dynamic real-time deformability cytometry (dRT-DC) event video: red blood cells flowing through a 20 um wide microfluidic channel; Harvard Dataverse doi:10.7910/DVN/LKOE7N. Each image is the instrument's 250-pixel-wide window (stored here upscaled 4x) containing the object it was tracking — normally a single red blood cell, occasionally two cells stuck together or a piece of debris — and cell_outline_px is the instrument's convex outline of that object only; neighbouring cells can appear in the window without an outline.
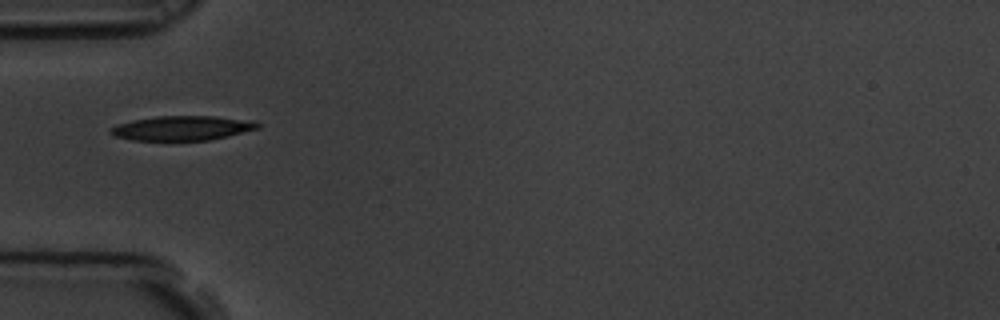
{"species": "common noctule bat (a hibernating species)", "species_latin": "Nyctalus noctula", "temperature_condition": "room temperature", "stored_images_in_passage": 41, "camera_frame_rate_fps": 3000, "um_per_image_px": 0.085, "animal": {"sex": "male", "body_mass_g": 19.5, "forearm_length_mm": 54.6}, "frame": {"image": 1, "passage_image": 1, "time_ms": 0.0, "image_size_px": [1000, 320], "cell_outline_px": [[260, 128], [228, 136], [208, 140], [172, 144], [132, 140], [116, 136], [108, 132], [108, 128], [116, 124], [132, 120], [156, 116], [216, 116], [256, 120], [260, 124]], "centroid_in_image_um": [15.45, 10.93], "position_along_channel_um": 69.5, "area_um2": 22.37}}
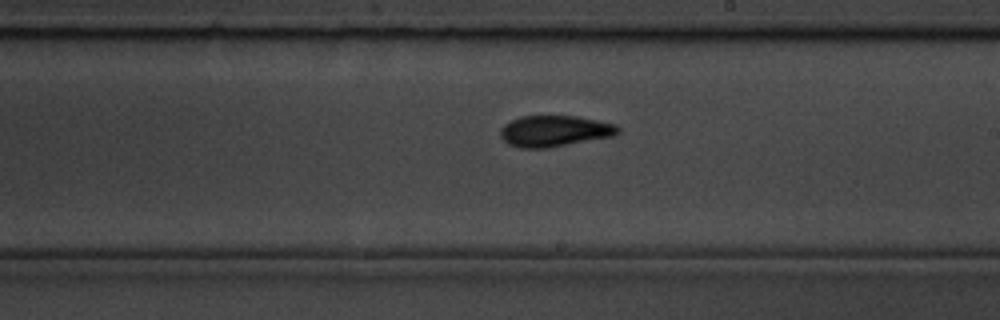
{"frame": {"image": 2, "passage_image": 16, "time_ms": 5.0, "image_size_px": [1000, 320], "cell_outline_px": [[620, 132], [616, 136], [548, 148], [520, 148], [508, 144], [500, 136], [500, 128], [504, 124], [520, 116], [576, 116], [616, 124], [620, 128]], "centroid_in_image_um": [47.15, 11.14], "position_along_channel_um": 241.8, "area_um2": 21.56}}
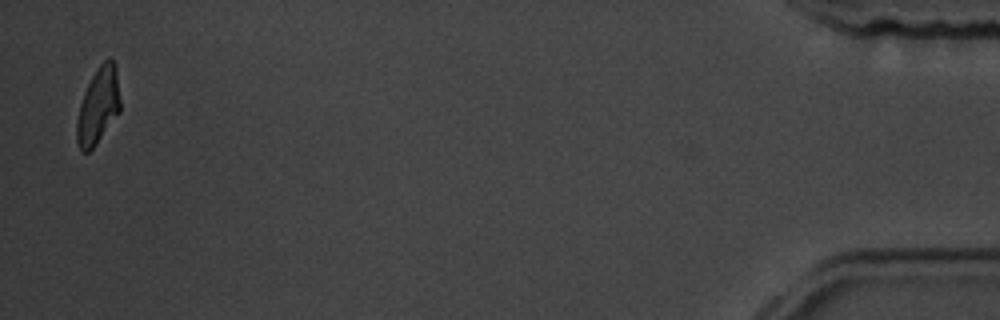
{"frame": {"image": 3, "passage_image": 40, "time_ms": 13.0, "image_size_px": [1000, 320], "cell_outline_px": [[120, 112], [96, 144], [88, 152], [80, 152], [76, 140], [76, 120], [80, 104], [84, 92], [96, 68], [108, 56], [112, 60], [116, 68], [120, 100]], "centroid_in_image_um": [8.33, 9.01], "position_along_channel_um": 426.9, "area_um2": 19.42}, "authors_computed_cell_mechanics": {"area_um2": 20.5768, "velocity_mm_per_s": 3.4432, "shape_relaxation_time_tau1_ms": 4.1667, "shape_relaxation_time_tau2_ms": 1.9943, "deformation_change_tau1": 0.1632, "deformation_change_tau2": 0.0837}}